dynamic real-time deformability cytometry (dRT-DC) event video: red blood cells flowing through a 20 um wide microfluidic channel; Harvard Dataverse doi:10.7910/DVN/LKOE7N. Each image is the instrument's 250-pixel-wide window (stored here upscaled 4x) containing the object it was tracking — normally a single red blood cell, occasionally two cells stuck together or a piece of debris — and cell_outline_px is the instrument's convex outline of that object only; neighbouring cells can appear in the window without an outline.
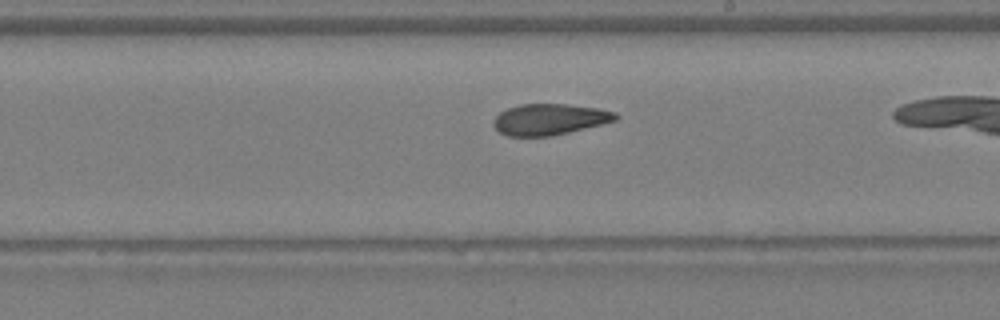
{"species": "Egyptian fruit bat (a non-hibernating species)", "species_latin": "Rousettus aegyptiacus", "temperature_condition": "warm", "stored_images_in_passage": 20, "camera_frame_rate_fps": 3000, "um_per_image_px": 0.085, "animal": {"sex": "female"}, "frame": {"image": 1, "passage_image": 12, "time_ms": 3.667, "image_size_px": [1000, 320], "cell_outline_px": [[620, 116], [616, 120], [552, 136], [508, 136], [500, 132], [492, 124], [492, 120], [500, 112], [508, 108], [520, 104], [568, 104], [600, 108], [616, 112]], "centroid_in_image_um": [46.71, 10.13], "position_along_channel_um": 242.3, "area_um2": 22.14}}
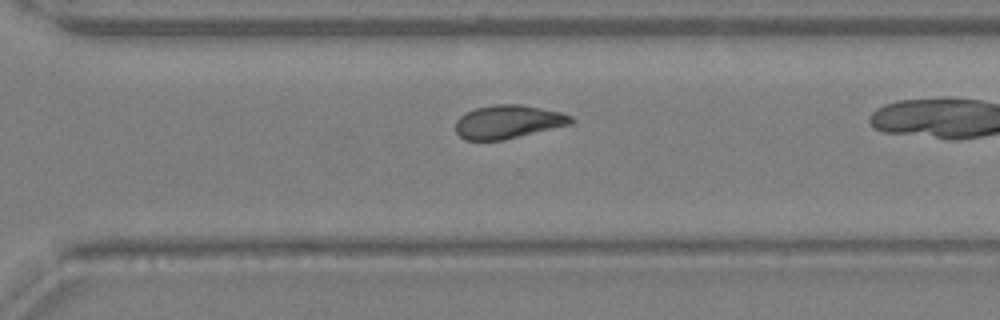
{"frame": {"image": 2, "passage_image": 17, "time_ms": 5.333, "image_size_px": [1000, 320], "cell_outline_px": [[576, 120], [572, 124], [500, 140], [464, 140], [456, 132], [456, 120], [464, 112], [476, 108], [496, 104], [520, 104], [560, 112], [572, 116]], "centroid_in_image_um": [43.18, 10.34], "position_along_channel_um": 327.4, "area_um2": 22.37}}